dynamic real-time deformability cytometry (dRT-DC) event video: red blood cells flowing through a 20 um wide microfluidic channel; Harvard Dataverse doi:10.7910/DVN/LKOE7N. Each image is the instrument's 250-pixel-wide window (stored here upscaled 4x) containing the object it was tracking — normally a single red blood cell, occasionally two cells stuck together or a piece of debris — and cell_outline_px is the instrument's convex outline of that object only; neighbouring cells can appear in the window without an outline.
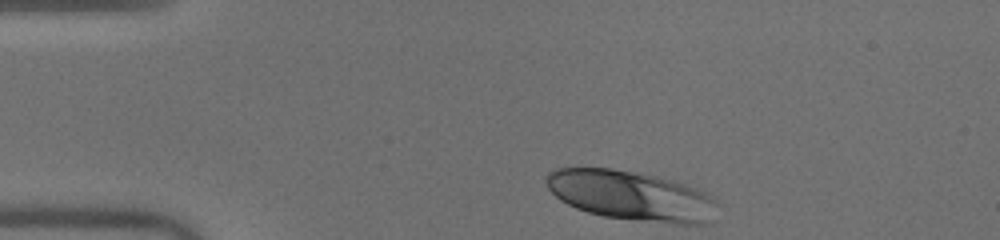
{"species": "human", "species_latin": "Homo sapiens", "temperature_condition": "warm", "stored_images_in_passage": 35, "camera_frame_rate_fps": 3000, "um_per_image_px": 0.085, "donor": {"sex": "male"}, "frame": {"image": 1, "passage_image": 1, "time_ms": 0.0, "image_size_px": [1000, 240], "cell_outline_px": [[716, 204], [704, 224], [680, 224], [636, 220], [604, 216], [588, 212], [576, 208], [560, 200], [548, 188], [544, 180], [548, 172], [556, 168], [612, 168], [636, 172], [656, 176], [704, 192], [716, 200]], "centroid_in_image_um": [53.53, 16.62], "position_along_channel_um": 31.5, "area_um2": 48.73}}
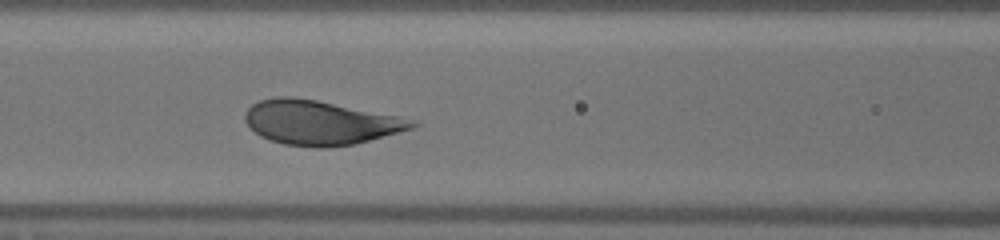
{"frame": {"image": 2, "passage_image": 13, "time_ms": 4.0, "image_size_px": [1000, 240], "cell_outline_px": [[420, 124], [412, 128], [368, 140], [352, 144], [328, 148], [316, 148], [284, 144], [260, 136], [244, 120], [244, 116], [248, 108], [252, 104], [260, 100], [276, 96], [292, 96], [316, 100], [396, 116]], "centroid_in_image_um": [27.13, 10.42], "position_along_channel_um": 139.5, "area_um2": 42.43}}
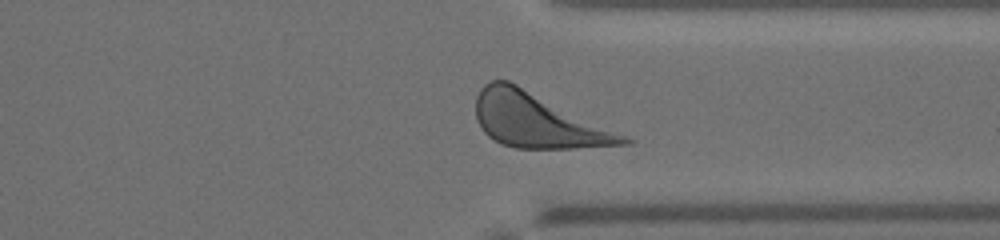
{"frame": {"image": 3, "passage_image": 30, "time_ms": 9.667, "image_size_px": [1000, 240], "cell_outline_px": [[632, 144], [572, 148], [516, 148], [500, 144], [488, 136], [484, 132], [476, 120], [476, 96], [480, 88], [484, 84], [492, 80], [508, 80], [628, 136], [632, 140]], "centroid_in_image_um": [45.67, 10.24], "position_along_channel_um": 365.7, "area_um2": 46.59}, "authors_computed_cell_mechanics": {"area_um2": 43.639, "velocity_mm_per_s": 4.0045, "shape_relaxation_time_tau1_ms": 1.766, "shape_relaxation_time_tau2_ms": 10.2042, "deformation_change_tau1": 0.1402, "deformation_change_tau2": 0.3617}}